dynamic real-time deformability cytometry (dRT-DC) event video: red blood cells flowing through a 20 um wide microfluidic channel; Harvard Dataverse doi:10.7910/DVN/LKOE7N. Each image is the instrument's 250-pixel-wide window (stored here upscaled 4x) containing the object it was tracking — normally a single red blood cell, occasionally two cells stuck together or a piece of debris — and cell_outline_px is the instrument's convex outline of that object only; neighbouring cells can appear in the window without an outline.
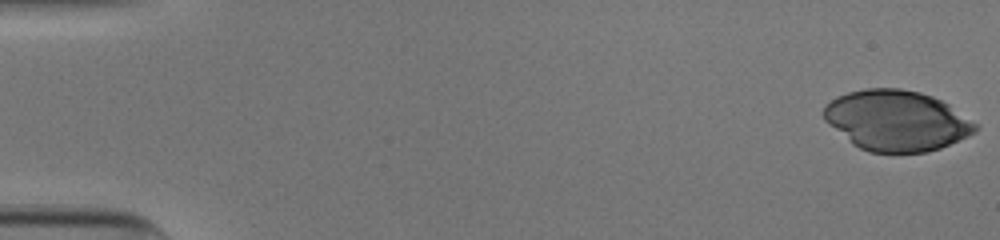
{"species": "human", "species_latin": "Homo sapiens", "temperature_condition": "cold", "stored_images_in_passage": 52, "camera_frame_rate_fps": 3000, "um_per_image_px": 0.085, "donor": {"sex": "male"}, "frame": {"image": 1, "passage_image": 1, "time_ms": 0.0, "image_size_px": [1000, 240], "cell_outline_px": [[980, 128], [976, 132], [968, 136], [940, 148], [928, 152], [868, 152], [852, 144], [828, 124], [824, 120], [824, 104], [836, 96], [848, 92], [864, 88], [900, 88], [920, 92], [932, 96], [948, 104], [980, 124]], "centroid_in_image_um": [76.22, 10.24], "position_along_channel_um": 8.8, "area_um2": 53.81}}
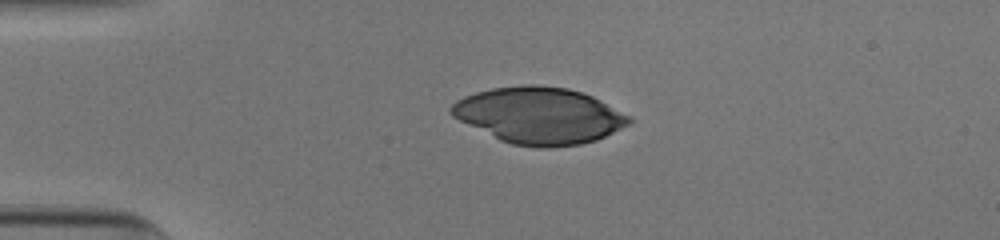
{"frame": {"image": 2, "passage_image": 13, "time_ms": 4.0, "image_size_px": [1000, 240], "cell_outline_px": [[632, 124], [596, 140], [580, 144], [548, 148], [540, 148], [512, 144], [500, 140], [452, 116], [448, 112], [448, 108], [456, 100], [464, 96], [476, 92], [492, 88], [520, 84], [536, 84], [568, 88], [592, 96], [632, 116]], "centroid_in_image_um": [45.85, 9.81], "position_along_channel_um": 39.2, "area_um2": 58.78}}